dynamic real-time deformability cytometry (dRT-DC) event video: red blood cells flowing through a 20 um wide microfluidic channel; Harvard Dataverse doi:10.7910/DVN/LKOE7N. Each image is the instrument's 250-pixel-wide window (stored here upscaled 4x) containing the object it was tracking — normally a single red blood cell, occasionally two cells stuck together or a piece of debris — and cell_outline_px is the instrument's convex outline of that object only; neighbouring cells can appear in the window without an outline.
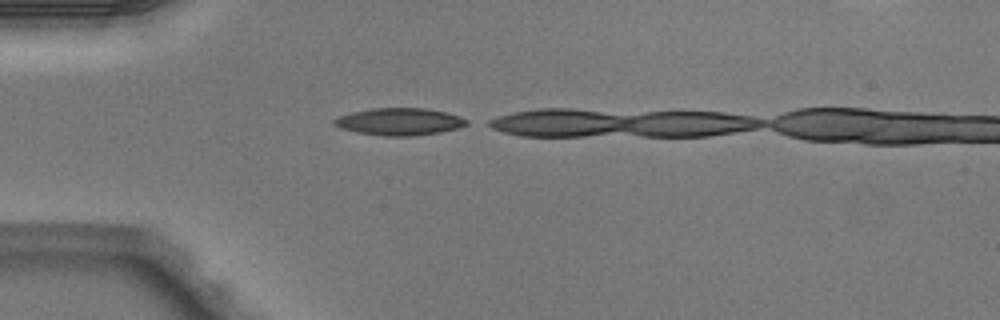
{"species": "Egyptian fruit bat (a non-hibernating species)", "species_latin": "Rousettus aegyptiacus", "temperature_condition": "warm", "stored_images_in_passage": 3, "camera_frame_rate_fps": 3000, "um_per_image_px": 0.085, "animal": {"sex": "male"}, "frame": {"image": 1, "passage_image": 1, "time_ms": 0.0, "image_size_px": [1000, 320], "cell_outline_px": [[468, 124], [460, 128], [440, 132], [412, 136], [384, 136], [356, 132], [340, 128], [332, 124], [332, 120], [336, 116], [352, 112], [372, 108], [428, 108], [460, 116], [468, 120]], "centroid_in_image_um": [33.93, 10.34], "position_along_channel_um": 51.1, "area_um2": 21.21}}